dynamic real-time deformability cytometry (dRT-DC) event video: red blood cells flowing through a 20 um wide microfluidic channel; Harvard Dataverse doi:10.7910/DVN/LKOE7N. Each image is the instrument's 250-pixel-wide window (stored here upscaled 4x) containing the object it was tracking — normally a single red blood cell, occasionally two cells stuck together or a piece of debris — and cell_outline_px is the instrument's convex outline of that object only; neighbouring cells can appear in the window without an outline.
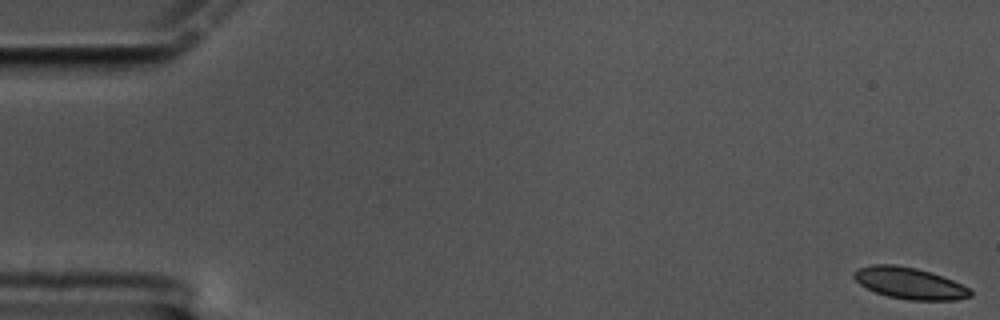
{"species": "common noctule bat (a hibernating species)", "species_latin": "Nyctalus noctula", "temperature_condition": "cold", "stored_images_in_passage": 60, "camera_frame_rate_fps": 3000, "um_per_image_px": 0.085, "animal": {"sex": "male", "body_mass_g": 17.5, "forearm_length_mm": 52.3}, "frame": {"image": 1, "passage_image": 1, "time_ms": 0.0, "image_size_px": [1000, 320], "cell_outline_px": [[972, 296], [956, 300], [908, 300], [888, 296], [876, 292], [860, 284], [852, 276], [852, 272], [860, 268], [872, 264], [896, 264], [916, 268], [932, 272], [952, 280], [968, 288], [972, 292]], "centroid_in_image_um": [77.3, 24.06], "position_along_channel_um": 7.7, "area_um2": 21.33}}
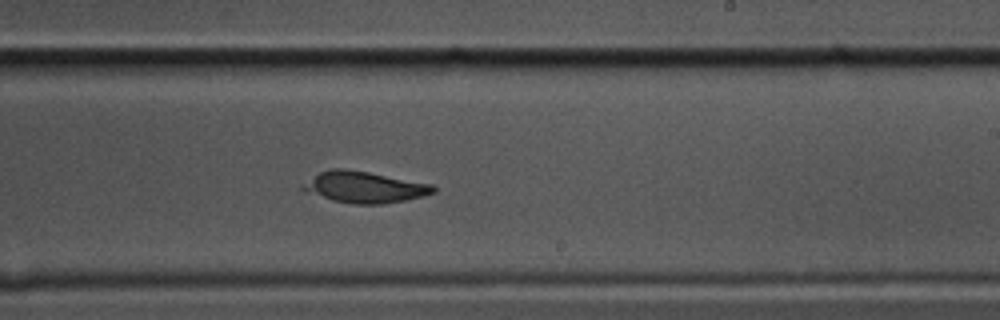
{"frame": {"image": 2, "passage_image": 36, "time_ms": 11.667, "image_size_px": [1000, 320], "cell_outline_px": [[436, 192], [424, 196], [404, 200], [380, 204], [352, 204], [332, 200], [304, 192], [300, 188], [320, 172], [332, 168], [344, 168], [368, 172], [432, 184], [436, 188]], "centroid_in_image_um": [30.99, 15.91], "position_along_channel_um": 258.0, "area_um2": 23.58}}
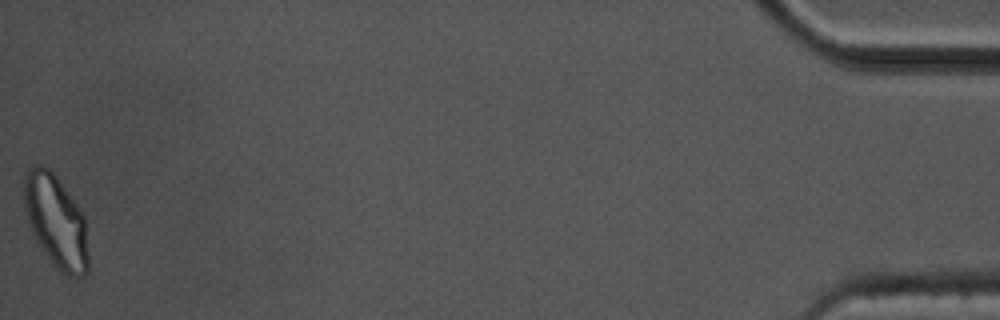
{"frame": {"image": 3, "passage_image": 60, "time_ms": 19.667, "image_size_px": [1000, 320], "cell_outline_px": [[88, 272], [84, 276], [68, 276], [60, 272], [52, 264], [36, 240], [28, 224], [24, 208], [24, 172], [28, 168], [36, 164], [40, 164], [48, 168], [56, 176], [76, 204], [84, 216], [88, 256]], "centroid_in_image_um": [4.73, 18.81], "position_along_channel_um": 430.5, "area_um2": 34.74}, "authors_computed_cell_mechanics": {"area_um2": 23.409, "velocity_mm_per_s": 3.3732, "shape_relaxation_time_tau1_ms": 4.758, "shape_relaxation_time_tau2_ms": null, "deformation_change_tau1": 0.1805, "deformation_change_tau2": null}}